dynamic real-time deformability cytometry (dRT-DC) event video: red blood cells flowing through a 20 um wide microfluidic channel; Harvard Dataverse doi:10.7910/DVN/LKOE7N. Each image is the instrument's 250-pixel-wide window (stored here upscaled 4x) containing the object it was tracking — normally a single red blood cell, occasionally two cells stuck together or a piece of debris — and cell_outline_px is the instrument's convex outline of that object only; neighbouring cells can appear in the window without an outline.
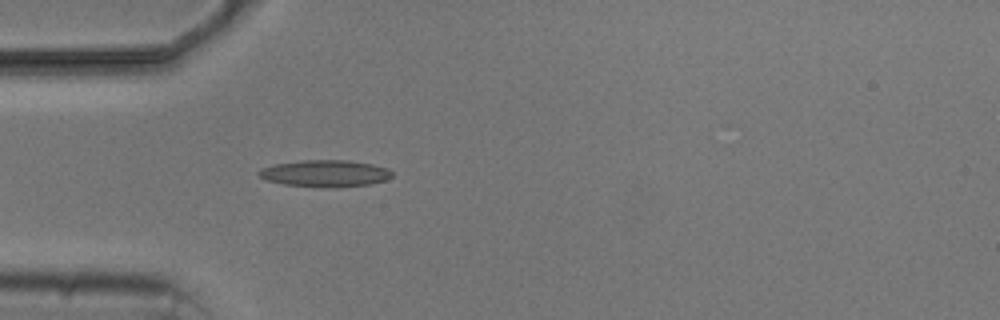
{"species": "common noctule bat (a hibernating species)", "species_latin": "Nyctalus noctula", "temperature_condition": "cold", "stored_images_in_passage": 2, "camera_frame_rate_fps": 3000, "um_per_image_px": 0.085, "animal": {"sex": "male", "body_mass_g": 20.5, "forearm_length_mm": 52.5}, "frame": {"image": 1, "passage_image": 2, "time_ms": 1.333, "image_size_px": [1000, 320], "cell_outline_px": [[392, 176], [384, 180], [368, 184], [336, 188], [328, 188], [284, 184], [264, 180], [256, 172], [260, 168], [276, 164], [300, 160], [348, 160], [372, 164], [388, 168], [392, 172]], "centroid_in_image_um": [27.6, 14.74], "position_along_channel_um": 57.4, "area_um2": 20.92}}